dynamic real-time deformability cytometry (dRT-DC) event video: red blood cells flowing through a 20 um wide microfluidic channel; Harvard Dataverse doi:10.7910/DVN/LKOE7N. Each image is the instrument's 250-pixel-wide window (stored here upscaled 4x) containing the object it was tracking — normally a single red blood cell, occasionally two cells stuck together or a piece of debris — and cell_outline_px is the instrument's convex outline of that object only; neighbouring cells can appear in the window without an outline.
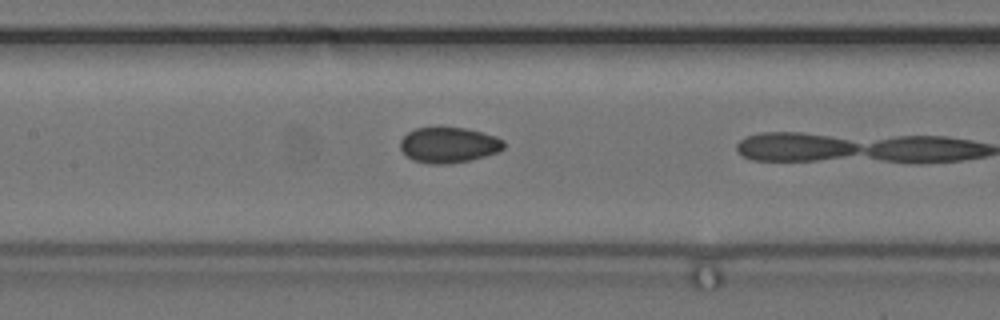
{"species": "common noctule bat (a hibernating species)", "species_latin": "Nyctalus noctula", "temperature_condition": "cold", "stored_images_in_passage": 10, "camera_frame_rate_fps": 3000, "um_per_image_px": 0.085, "animal": {"sex": "female", "body_mass_g": 24.6, "forearm_length_mm": 56.2}, "frame": {"image": 1, "passage_image": 9, "time_ms": 2.667, "image_size_px": [1000, 320], "cell_outline_px": [[504, 148], [500, 152], [468, 160], [448, 164], [428, 164], [412, 160], [400, 148], [400, 140], [408, 132], [416, 128], [436, 124], [468, 128], [496, 136], [504, 140]], "centroid_in_image_um": [38.13, 12.27], "position_along_channel_um": 169.3, "area_um2": 22.2}}